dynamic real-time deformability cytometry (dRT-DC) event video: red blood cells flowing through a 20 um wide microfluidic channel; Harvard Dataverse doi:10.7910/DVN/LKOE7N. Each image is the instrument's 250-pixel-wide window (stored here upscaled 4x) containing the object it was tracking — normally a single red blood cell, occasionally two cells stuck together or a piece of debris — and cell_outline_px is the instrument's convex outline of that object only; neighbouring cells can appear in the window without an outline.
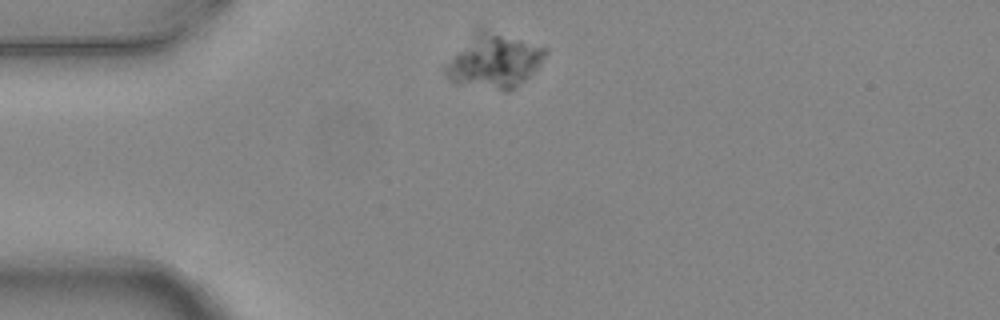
{"species": "common noctule bat (a hibernating species)", "species_latin": "Nyctalus noctula", "temperature_condition": "warm", "stored_images_in_passage": 2, "camera_frame_rate_fps": 3000, "um_per_image_px": 0.085, "animal": {"sex": "female", "body_mass_g": 24.6, "forearm_length_mm": 56.2}, "frame": {"image": 1, "passage_image": 1, "time_ms": 0.0, "image_size_px": [1000, 320], "cell_outline_px": [[548, 52], [536, 68], [516, 88], [508, 92], [504, 92], [456, 84], [448, 80], [444, 76], [444, 68], [476, 28], [484, 28], [548, 48]], "centroid_in_image_um": [41.98, 5.21], "position_along_channel_um": 43.0, "area_um2": 31.56}}